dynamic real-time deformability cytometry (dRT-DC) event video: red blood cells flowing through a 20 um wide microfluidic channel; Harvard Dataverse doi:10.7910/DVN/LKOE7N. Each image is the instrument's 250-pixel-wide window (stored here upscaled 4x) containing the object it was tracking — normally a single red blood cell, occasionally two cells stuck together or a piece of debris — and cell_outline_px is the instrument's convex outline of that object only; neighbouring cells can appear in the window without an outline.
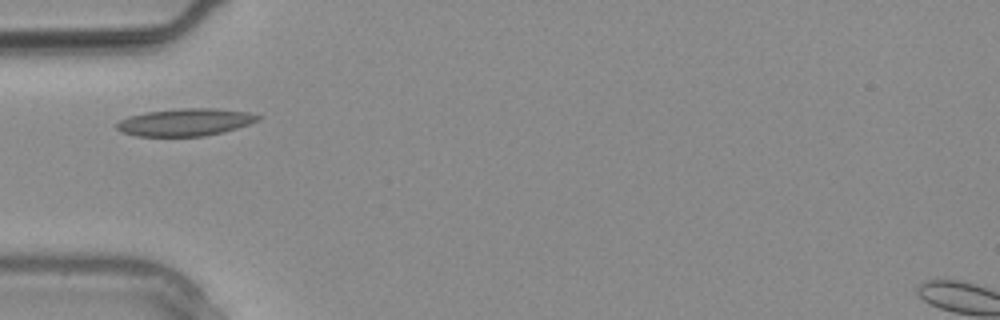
{"species": "common noctule bat (a hibernating species)", "species_latin": "Nyctalus noctula", "temperature_condition": "warm", "stored_images_in_passage": 2, "camera_frame_rate_fps": 3000, "um_per_image_px": 0.085, "animal": {"sex": "male", "body_mass_g": 20.4}, "frame": {"image": 1, "passage_image": 2, "time_ms": 0.333, "image_size_px": [1000, 320], "cell_outline_px": [[264, 116], [260, 120], [236, 128], [204, 136], [136, 136], [120, 132], [116, 128], [116, 124], [120, 120], [128, 116], [144, 112], [180, 108], [212, 108], [248, 112]], "centroid_in_image_um": [15.72, 10.38], "position_along_channel_um": 69.3, "area_um2": 22.6}}